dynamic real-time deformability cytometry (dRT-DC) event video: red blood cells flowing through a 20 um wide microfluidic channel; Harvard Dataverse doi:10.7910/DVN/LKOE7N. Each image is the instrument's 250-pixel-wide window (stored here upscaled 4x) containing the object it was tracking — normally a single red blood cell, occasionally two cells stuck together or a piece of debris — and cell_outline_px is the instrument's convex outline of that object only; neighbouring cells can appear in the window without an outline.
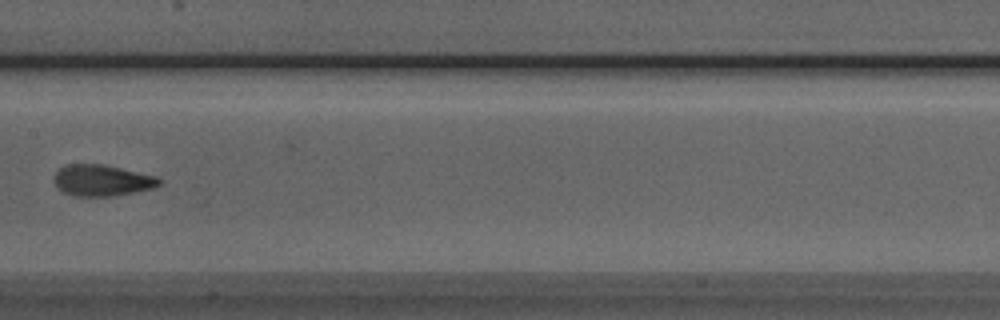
{"species": "Egyptian fruit bat (a non-hibernating species)", "species_latin": "Rousettus aegyptiacus", "temperature_condition": "room temperature", "stored_images_in_passage": 7, "camera_frame_rate_fps": 3000, "um_per_image_px": 0.085, "animal": {"sex": "male"}, "frame": {"image": 1, "passage_image": 7, "time_ms": 6.667, "image_size_px": [1000, 320], "cell_outline_px": [[160, 184], [156, 188], [116, 196], [72, 196], [64, 192], [52, 180], [52, 176], [64, 164], [104, 164], [156, 176], [160, 180]], "centroid_in_image_um": [8.66, 15.33], "position_along_channel_um": 198.7, "area_um2": 19.36}}